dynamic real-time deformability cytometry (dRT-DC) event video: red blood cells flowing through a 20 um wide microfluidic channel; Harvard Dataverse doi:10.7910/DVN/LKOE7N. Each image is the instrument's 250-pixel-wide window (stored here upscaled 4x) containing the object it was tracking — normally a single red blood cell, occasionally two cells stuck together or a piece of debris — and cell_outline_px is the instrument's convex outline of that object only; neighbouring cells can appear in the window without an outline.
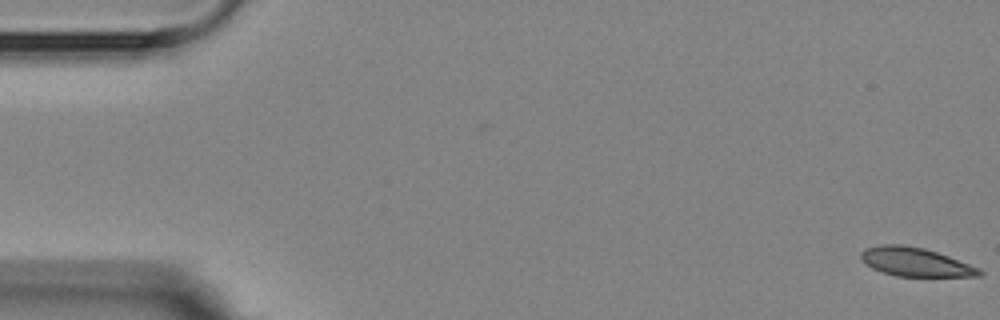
{"species": "Egyptian fruit bat (a non-hibernating species)", "species_latin": "Rousettus aegyptiacus", "temperature_condition": "room temperature", "stored_images_in_passage": 6, "camera_frame_rate_fps": 3000, "um_per_image_px": 0.085, "animal": {"sex": "female"}, "frame": {"image": 1, "passage_image": 1, "time_ms": 0.0, "image_size_px": [1000, 320], "cell_outline_px": [[984, 272], [980, 276], [896, 276], [872, 268], [860, 256], [860, 252], [864, 248], [880, 244], [900, 244], [924, 248], [948, 256], [980, 268]], "centroid_in_image_um": [77.81, 22.26], "position_along_channel_um": 7.2, "area_um2": 19.65}}
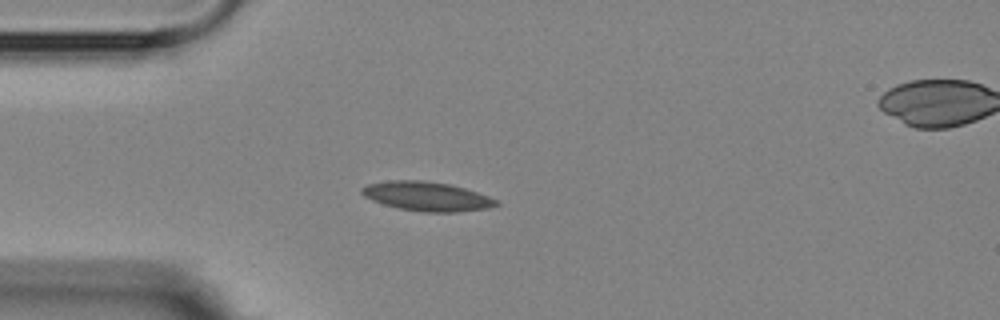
{"frame": {"image": 2, "passage_image": 5, "time_ms": 4.667, "image_size_px": [1000, 320], "cell_outline_px": [[500, 204], [488, 208], [456, 212], [424, 212], [400, 208], [384, 204], [372, 200], [364, 196], [360, 192], [360, 188], [368, 184], [388, 180], [420, 180], [448, 184], [464, 188], [500, 200]], "centroid_in_image_um": [36.28, 16.69], "position_along_channel_um": 48.7, "area_um2": 22.77}}